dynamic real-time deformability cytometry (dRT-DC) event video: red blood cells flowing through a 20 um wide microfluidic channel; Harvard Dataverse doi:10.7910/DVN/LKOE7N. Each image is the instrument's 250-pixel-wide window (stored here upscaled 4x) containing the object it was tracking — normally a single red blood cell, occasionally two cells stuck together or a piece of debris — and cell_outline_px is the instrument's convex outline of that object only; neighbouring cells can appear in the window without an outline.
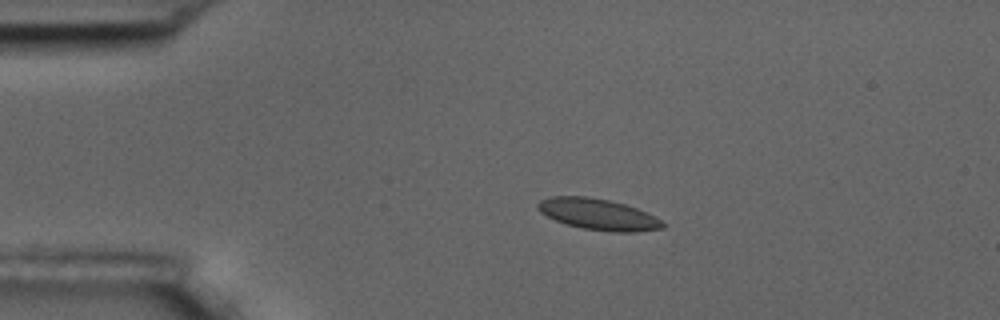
{"species": "common noctule bat (a hibernating species)", "species_latin": "Nyctalus noctula", "temperature_condition": "room temperature", "stored_images_in_passage": 10, "camera_frame_rate_fps": 3000, "um_per_image_px": 0.085, "animal": {"sex": "male", "body_mass_g": 17.5, "forearm_length_mm": 52.3}, "frame": {"image": 1, "passage_image": 4, "time_ms": 3.667, "image_size_px": [1000, 320], "cell_outline_px": [[664, 228], [636, 232], [612, 232], [584, 228], [564, 224], [540, 212], [536, 208], [536, 204], [540, 200], [552, 196], [588, 196], [608, 200], [624, 204], [636, 208], [660, 220], [664, 224]], "centroid_in_image_um": [50.79, 18.21], "position_along_channel_um": 34.2, "area_um2": 22.48}}
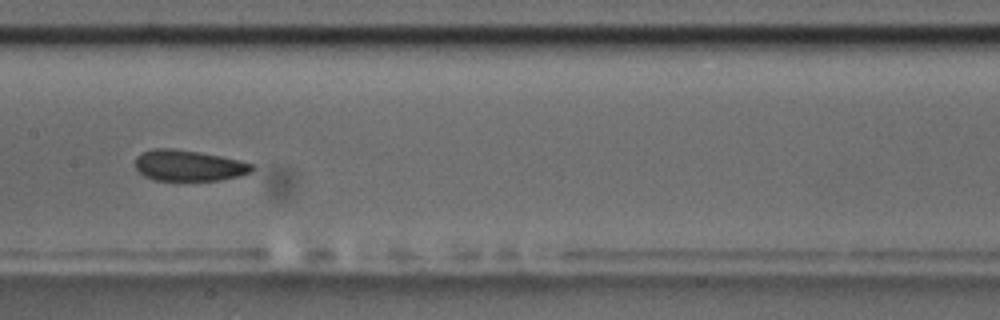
{"frame": {"image": 2, "passage_image": 9, "time_ms": 9.333, "image_size_px": [1000, 320], "cell_outline_px": [[256, 168], [252, 172], [240, 176], [220, 180], [152, 180], [144, 176], [136, 168], [136, 156], [140, 152], [152, 148], [172, 148], [200, 152], [220, 156], [252, 164]], "centroid_in_image_um": [16.02, 14.07], "position_along_channel_um": 191.4, "area_um2": 21.15}}
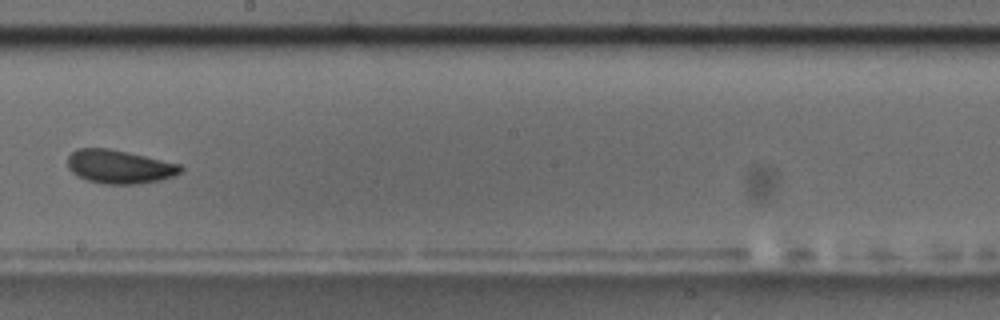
{"frame": {"image": 3, "passage_image": 10, "time_ms": 10.667, "image_size_px": [1000, 320], "cell_outline_px": [[184, 168], [180, 172], [172, 176], [160, 180], [136, 184], [104, 184], [88, 180], [72, 172], [68, 168], [68, 156], [72, 152], [80, 148], [108, 148], [128, 152], [180, 164]], "centroid_in_image_um": [10.15, 14.17], "position_along_channel_um": 238.1, "area_um2": 21.91}}